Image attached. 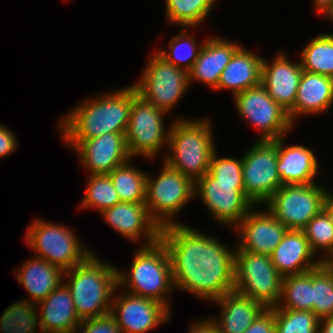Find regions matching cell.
<instances>
[{
  "label": "cell",
  "mask_w": 333,
  "mask_h": 333,
  "mask_svg": "<svg viewBox=\"0 0 333 333\" xmlns=\"http://www.w3.org/2000/svg\"><path fill=\"white\" fill-rule=\"evenodd\" d=\"M160 240L169 253L175 288L208 303L234 291L236 247L185 223L162 227Z\"/></svg>",
  "instance_id": "cell-1"
},
{
  "label": "cell",
  "mask_w": 333,
  "mask_h": 333,
  "mask_svg": "<svg viewBox=\"0 0 333 333\" xmlns=\"http://www.w3.org/2000/svg\"><path fill=\"white\" fill-rule=\"evenodd\" d=\"M137 94L132 84L84 99L58 121L60 138L85 140L111 132L126 133Z\"/></svg>",
  "instance_id": "cell-2"
},
{
  "label": "cell",
  "mask_w": 333,
  "mask_h": 333,
  "mask_svg": "<svg viewBox=\"0 0 333 333\" xmlns=\"http://www.w3.org/2000/svg\"><path fill=\"white\" fill-rule=\"evenodd\" d=\"M96 255L92 253L63 275L80 321L109 314L118 287V268Z\"/></svg>",
  "instance_id": "cell-3"
},
{
  "label": "cell",
  "mask_w": 333,
  "mask_h": 333,
  "mask_svg": "<svg viewBox=\"0 0 333 333\" xmlns=\"http://www.w3.org/2000/svg\"><path fill=\"white\" fill-rule=\"evenodd\" d=\"M212 125L204 118L173 120L162 161L195 183L209 172L210 160L216 150Z\"/></svg>",
  "instance_id": "cell-4"
},
{
  "label": "cell",
  "mask_w": 333,
  "mask_h": 333,
  "mask_svg": "<svg viewBox=\"0 0 333 333\" xmlns=\"http://www.w3.org/2000/svg\"><path fill=\"white\" fill-rule=\"evenodd\" d=\"M139 246L129 273L118 268V287L127 293L156 300L171 311L168 295L175 287L169 253L160 239L154 244Z\"/></svg>",
  "instance_id": "cell-5"
},
{
  "label": "cell",
  "mask_w": 333,
  "mask_h": 333,
  "mask_svg": "<svg viewBox=\"0 0 333 333\" xmlns=\"http://www.w3.org/2000/svg\"><path fill=\"white\" fill-rule=\"evenodd\" d=\"M25 234V242L40 257L63 271L82 263L91 254L82 246L75 231L68 226L57 225L47 220L34 219Z\"/></svg>",
  "instance_id": "cell-6"
},
{
  "label": "cell",
  "mask_w": 333,
  "mask_h": 333,
  "mask_svg": "<svg viewBox=\"0 0 333 333\" xmlns=\"http://www.w3.org/2000/svg\"><path fill=\"white\" fill-rule=\"evenodd\" d=\"M158 176L147 174L146 201L150 217L160 228L176 223V214L194 199L195 183L164 161ZM157 177V178H156Z\"/></svg>",
  "instance_id": "cell-7"
},
{
  "label": "cell",
  "mask_w": 333,
  "mask_h": 333,
  "mask_svg": "<svg viewBox=\"0 0 333 333\" xmlns=\"http://www.w3.org/2000/svg\"><path fill=\"white\" fill-rule=\"evenodd\" d=\"M282 281L269 255L235 251L234 291L271 309L279 303Z\"/></svg>",
  "instance_id": "cell-8"
},
{
  "label": "cell",
  "mask_w": 333,
  "mask_h": 333,
  "mask_svg": "<svg viewBox=\"0 0 333 333\" xmlns=\"http://www.w3.org/2000/svg\"><path fill=\"white\" fill-rule=\"evenodd\" d=\"M166 115L165 111L138 94L135 96L125 134L128 152L132 158L140 156L154 160L159 154L161 156L162 149L167 150L171 124L165 127Z\"/></svg>",
  "instance_id": "cell-9"
},
{
  "label": "cell",
  "mask_w": 333,
  "mask_h": 333,
  "mask_svg": "<svg viewBox=\"0 0 333 333\" xmlns=\"http://www.w3.org/2000/svg\"><path fill=\"white\" fill-rule=\"evenodd\" d=\"M148 61L133 85L139 96L169 114L190 88L188 72L168 63L156 50Z\"/></svg>",
  "instance_id": "cell-10"
},
{
  "label": "cell",
  "mask_w": 333,
  "mask_h": 333,
  "mask_svg": "<svg viewBox=\"0 0 333 333\" xmlns=\"http://www.w3.org/2000/svg\"><path fill=\"white\" fill-rule=\"evenodd\" d=\"M242 156L245 196L254 206L265 204L283 185L277 169V140H255Z\"/></svg>",
  "instance_id": "cell-11"
},
{
  "label": "cell",
  "mask_w": 333,
  "mask_h": 333,
  "mask_svg": "<svg viewBox=\"0 0 333 333\" xmlns=\"http://www.w3.org/2000/svg\"><path fill=\"white\" fill-rule=\"evenodd\" d=\"M326 189L316 182L282 185L264 205L287 229L303 230L323 209Z\"/></svg>",
  "instance_id": "cell-12"
},
{
  "label": "cell",
  "mask_w": 333,
  "mask_h": 333,
  "mask_svg": "<svg viewBox=\"0 0 333 333\" xmlns=\"http://www.w3.org/2000/svg\"><path fill=\"white\" fill-rule=\"evenodd\" d=\"M233 99L240 117L261 131L257 140H277L288 135L295 126L288 112L268 95L261 84L236 94Z\"/></svg>",
  "instance_id": "cell-13"
},
{
  "label": "cell",
  "mask_w": 333,
  "mask_h": 333,
  "mask_svg": "<svg viewBox=\"0 0 333 333\" xmlns=\"http://www.w3.org/2000/svg\"><path fill=\"white\" fill-rule=\"evenodd\" d=\"M194 195L200 196L219 225L235 227L254 208L245 196L244 184L218 183L209 173L195 182Z\"/></svg>",
  "instance_id": "cell-14"
},
{
  "label": "cell",
  "mask_w": 333,
  "mask_h": 333,
  "mask_svg": "<svg viewBox=\"0 0 333 333\" xmlns=\"http://www.w3.org/2000/svg\"><path fill=\"white\" fill-rule=\"evenodd\" d=\"M171 312L156 300L136 296L117 287L110 314L122 333H148L169 322Z\"/></svg>",
  "instance_id": "cell-15"
},
{
  "label": "cell",
  "mask_w": 333,
  "mask_h": 333,
  "mask_svg": "<svg viewBox=\"0 0 333 333\" xmlns=\"http://www.w3.org/2000/svg\"><path fill=\"white\" fill-rule=\"evenodd\" d=\"M125 134L111 132L95 138L62 142L76 152L83 169L87 170L89 175L109 174L132 159Z\"/></svg>",
  "instance_id": "cell-16"
},
{
  "label": "cell",
  "mask_w": 333,
  "mask_h": 333,
  "mask_svg": "<svg viewBox=\"0 0 333 333\" xmlns=\"http://www.w3.org/2000/svg\"><path fill=\"white\" fill-rule=\"evenodd\" d=\"M255 207L234 227L240 237L235 251L270 256L288 229L266 207L263 210H255Z\"/></svg>",
  "instance_id": "cell-17"
},
{
  "label": "cell",
  "mask_w": 333,
  "mask_h": 333,
  "mask_svg": "<svg viewBox=\"0 0 333 333\" xmlns=\"http://www.w3.org/2000/svg\"><path fill=\"white\" fill-rule=\"evenodd\" d=\"M101 215L120 235L141 243V246L154 244L160 239L161 228L150 217L145 202H120Z\"/></svg>",
  "instance_id": "cell-18"
},
{
  "label": "cell",
  "mask_w": 333,
  "mask_h": 333,
  "mask_svg": "<svg viewBox=\"0 0 333 333\" xmlns=\"http://www.w3.org/2000/svg\"><path fill=\"white\" fill-rule=\"evenodd\" d=\"M302 74L300 62L292 63L286 54L280 52L271 63L263 58L261 85L268 95L289 113L294 108Z\"/></svg>",
  "instance_id": "cell-19"
},
{
  "label": "cell",
  "mask_w": 333,
  "mask_h": 333,
  "mask_svg": "<svg viewBox=\"0 0 333 333\" xmlns=\"http://www.w3.org/2000/svg\"><path fill=\"white\" fill-rule=\"evenodd\" d=\"M315 256L304 231L290 229L270 255L273 265L282 277L303 274L318 267L320 259Z\"/></svg>",
  "instance_id": "cell-20"
},
{
  "label": "cell",
  "mask_w": 333,
  "mask_h": 333,
  "mask_svg": "<svg viewBox=\"0 0 333 333\" xmlns=\"http://www.w3.org/2000/svg\"><path fill=\"white\" fill-rule=\"evenodd\" d=\"M37 308L40 333H76L81 323L70 290L64 282L38 302Z\"/></svg>",
  "instance_id": "cell-21"
},
{
  "label": "cell",
  "mask_w": 333,
  "mask_h": 333,
  "mask_svg": "<svg viewBox=\"0 0 333 333\" xmlns=\"http://www.w3.org/2000/svg\"><path fill=\"white\" fill-rule=\"evenodd\" d=\"M285 136L277 139V169L283 185L317 182L319 163L315 152L302 144L286 147ZM317 175V176H316Z\"/></svg>",
  "instance_id": "cell-22"
},
{
  "label": "cell",
  "mask_w": 333,
  "mask_h": 333,
  "mask_svg": "<svg viewBox=\"0 0 333 333\" xmlns=\"http://www.w3.org/2000/svg\"><path fill=\"white\" fill-rule=\"evenodd\" d=\"M242 45L219 37H208L203 41L197 60L188 72L189 86L191 82L199 81L215 89L221 73L230 62L234 53Z\"/></svg>",
  "instance_id": "cell-23"
},
{
  "label": "cell",
  "mask_w": 333,
  "mask_h": 333,
  "mask_svg": "<svg viewBox=\"0 0 333 333\" xmlns=\"http://www.w3.org/2000/svg\"><path fill=\"white\" fill-rule=\"evenodd\" d=\"M333 106V78L303 70L298 86L294 108L288 113L295 125L297 119L319 115Z\"/></svg>",
  "instance_id": "cell-24"
},
{
  "label": "cell",
  "mask_w": 333,
  "mask_h": 333,
  "mask_svg": "<svg viewBox=\"0 0 333 333\" xmlns=\"http://www.w3.org/2000/svg\"><path fill=\"white\" fill-rule=\"evenodd\" d=\"M213 304L221 308L220 315L215 319L212 317L220 333H244L266 309L261 303L236 291L224 294Z\"/></svg>",
  "instance_id": "cell-25"
},
{
  "label": "cell",
  "mask_w": 333,
  "mask_h": 333,
  "mask_svg": "<svg viewBox=\"0 0 333 333\" xmlns=\"http://www.w3.org/2000/svg\"><path fill=\"white\" fill-rule=\"evenodd\" d=\"M18 283L28 292L29 301L44 300L63 282L64 271L46 260L33 256L14 270Z\"/></svg>",
  "instance_id": "cell-26"
},
{
  "label": "cell",
  "mask_w": 333,
  "mask_h": 333,
  "mask_svg": "<svg viewBox=\"0 0 333 333\" xmlns=\"http://www.w3.org/2000/svg\"><path fill=\"white\" fill-rule=\"evenodd\" d=\"M263 57L241 46L223 69L214 90H230L233 97L261 84Z\"/></svg>",
  "instance_id": "cell-27"
},
{
  "label": "cell",
  "mask_w": 333,
  "mask_h": 333,
  "mask_svg": "<svg viewBox=\"0 0 333 333\" xmlns=\"http://www.w3.org/2000/svg\"><path fill=\"white\" fill-rule=\"evenodd\" d=\"M132 160L116 167L108 175L121 202H145L148 172L138 169L131 163Z\"/></svg>",
  "instance_id": "cell-28"
},
{
  "label": "cell",
  "mask_w": 333,
  "mask_h": 333,
  "mask_svg": "<svg viewBox=\"0 0 333 333\" xmlns=\"http://www.w3.org/2000/svg\"><path fill=\"white\" fill-rule=\"evenodd\" d=\"M300 64L304 71L333 78V34H319L300 52Z\"/></svg>",
  "instance_id": "cell-29"
},
{
  "label": "cell",
  "mask_w": 333,
  "mask_h": 333,
  "mask_svg": "<svg viewBox=\"0 0 333 333\" xmlns=\"http://www.w3.org/2000/svg\"><path fill=\"white\" fill-rule=\"evenodd\" d=\"M276 308L313 312L312 270L283 277L281 296Z\"/></svg>",
  "instance_id": "cell-30"
},
{
  "label": "cell",
  "mask_w": 333,
  "mask_h": 333,
  "mask_svg": "<svg viewBox=\"0 0 333 333\" xmlns=\"http://www.w3.org/2000/svg\"><path fill=\"white\" fill-rule=\"evenodd\" d=\"M215 1L218 0H165L166 20L195 29L208 18Z\"/></svg>",
  "instance_id": "cell-31"
},
{
  "label": "cell",
  "mask_w": 333,
  "mask_h": 333,
  "mask_svg": "<svg viewBox=\"0 0 333 333\" xmlns=\"http://www.w3.org/2000/svg\"><path fill=\"white\" fill-rule=\"evenodd\" d=\"M39 329L37 304L28 299L14 302L0 317V333H39Z\"/></svg>",
  "instance_id": "cell-32"
},
{
  "label": "cell",
  "mask_w": 333,
  "mask_h": 333,
  "mask_svg": "<svg viewBox=\"0 0 333 333\" xmlns=\"http://www.w3.org/2000/svg\"><path fill=\"white\" fill-rule=\"evenodd\" d=\"M187 29L190 30V27H182L179 34L172 37L168 43L169 51L158 48L156 52L168 63L189 72L197 60L203 43L197 45L196 39L189 31L187 32Z\"/></svg>",
  "instance_id": "cell-33"
},
{
  "label": "cell",
  "mask_w": 333,
  "mask_h": 333,
  "mask_svg": "<svg viewBox=\"0 0 333 333\" xmlns=\"http://www.w3.org/2000/svg\"><path fill=\"white\" fill-rule=\"evenodd\" d=\"M87 181L81 208H91L101 213L121 202L108 174L89 175Z\"/></svg>",
  "instance_id": "cell-34"
},
{
  "label": "cell",
  "mask_w": 333,
  "mask_h": 333,
  "mask_svg": "<svg viewBox=\"0 0 333 333\" xmlns=\"http://www.w3.org/2000/svg\"><path fill=\"white\" fill-rule=\"evenodd\" d=\"M276 333H318L319 318L312 311L273 307Z\"/></svg>",
  "instance_id": "cell-35"
},
{
  "label": "cell",
  "mask_w": 333,
  "mask_h": 333,
  "mask_svg": "<svg viewBox=\"0 0 333 333\" xmlns=\"http://www.w3.org/2000/svg\"><path fill=\"white\" fill-rule=\"evenodd\" d=\"M303 231L313 253L318 255V251H322L320 260L333 252V221L324 209L306 224Z\"/></svg>",
  "instance_id": "cell-36"
},
{
  "label": "cell",
  "mask_w": 333,
  "mask_h": 333,
  "mask_svg": "<svg viewBox=\"0 0 333 333\" xmlns=\"http://www.w3.org/2000/svg\"><path fill=\"white\" fill-rule=\"evenodd\" d=\"M313 313L319 318L333 316V277L319 265L312 269Z\"/></svg>",
  "instance_id": "cell-37"
},
{
  "label": "cell",
  "mask_w": 333,
  "mask_h": 333,
  "mask_svg": "<svg viewBox=\"0 0 333 333\" xmlns=\"http://www.w3.org/2000/svg\"><path fill=\"white\" fill-rule=\"evenodd\" d=\"M214 151L209 165V174L218 181L226 184H243L242 157H220ZM220 157V158H219Z\"/></svg>",
  "instance_id": "cell-38"
},
{
  "label": "cell",
  "mask_w": 333,
  "mask_h": 333,
  "mask_svg": "<svg viewBox=\"0 0 333 333\" xmlns=\"http://www.w3.org/2000/svg\"><path fill=\"white\" fill-rule=\"evenodd\" d=\"M122 333L115 318L109 313L81 321L76 333Z\"/></svg>",
  "instance_id": "cell-39"
},
{
  "label": "cell",
  "mask_w": 333,
  "mask_h": 333,
  "mask_svg": "<svg viewBox=\"0 0 333 333\" xmlns=\"http://www.w3.org/2000/svg\"><path fill=\"white\" fill-rule=\"evenodd\" d=\"M244 333H276L274 311L265 309Z\"/></svg>",
  "instance_id": "cell-40"
},
{
  "label": "cell",
  "mask_w": 333,
  "mask_h": 333,
  "mask_svg": "<svg viewBox=\"0 0 333 333\" xmlns=\"http://www.w3.org/2000/svg\"><path fill=\"white\" fill-rule=\"evenodd\" d=\"M15 133L8 127L0 124V158L13 153L17 148Z\"/></svg>",
  "instance_id": "cell-41"
},
{
  "label": "cell",
  "mask_w": 333,
  "mask_h": 333,
  "mask_svg": "<svg viewBox=\"0 0 333 333\" xmlns=\"http://www.w3.org/2000/svg\"><path fill=\"white\" fill-rule=\"evenodd\" d=\"M187 333H220L216 323L211 317L193 321Z\"/></svg>",
  "instance_id": "cell-42"
},
{
  "label": "cell",
  "mask_w": 333,
  "mask_h": 333,
  "mask_svg": "<svg viewBox=\"0 0 333 333\" xmlns=\"http://www.w3.org/2000/svg\"><path fill=\"white\" fill-rule=\"evenodd\" d=\"M318 333H333V316L319 320Z\"/></svg>",
  "instance_id": "cell-43"
},
{
  "label": "cell",
  "mask_w": 333,
  "mask_h": 333,
  "mask_svg": "<svg viewBox=\"0 0 333 333\" xmlns=\"http://www.w3.org/2000/svg\"><path fill=\"white\" fill-rule=\"evenodd\" d=\"M323 209L333 221V193L330 190L326 192L323 200Z\"/></svg>",
  "instance_id": "cell-44"
},
{
  "label": "cell",
  "mask_w": 333,
  "mask_h": 333,
  "mask_svg": "<svg viewBox=\"0 0 333 333\" xmlns=\"http://www.w3.org/2000/svg\"><path fill=\"white\" fill-rule=\"evenodd\" d=\"M317 14H323L331 6L333 0H313Z\"/></svg>",
  "instance_id": "cell-45"
},
{
  "label": "cell",
  "mask_w": 333,
  "mask_h": 333,
  "mask_svg": "<svg viewBox=\"0 0 333 333\" xmlns=\"http://www.w3.org/2000/svg\"><path fill=\"white\" fill-rule=\"evenodd\" d=\"M320 265H322L333 277V252L328 253L323 259H321Z\"/></svg>",
  "instance_id": "cell-46"
},
{
  "label": "cell",
  "mask_w": 333,
  "mask_h": 333,
  "mask_svg": "<svg viewBox=\"0 0 333 333\" xmlns=\"http://www.w3.org/2000/svg\"><path fill=\"white\" fill-rule=\"evenodd\" d=\"M323 15H325L329 20L333 21V3H332L331 6L325 11V13H324Z\"/></svg>",
  "instance_id": "cell-47"
}]
</instances>
